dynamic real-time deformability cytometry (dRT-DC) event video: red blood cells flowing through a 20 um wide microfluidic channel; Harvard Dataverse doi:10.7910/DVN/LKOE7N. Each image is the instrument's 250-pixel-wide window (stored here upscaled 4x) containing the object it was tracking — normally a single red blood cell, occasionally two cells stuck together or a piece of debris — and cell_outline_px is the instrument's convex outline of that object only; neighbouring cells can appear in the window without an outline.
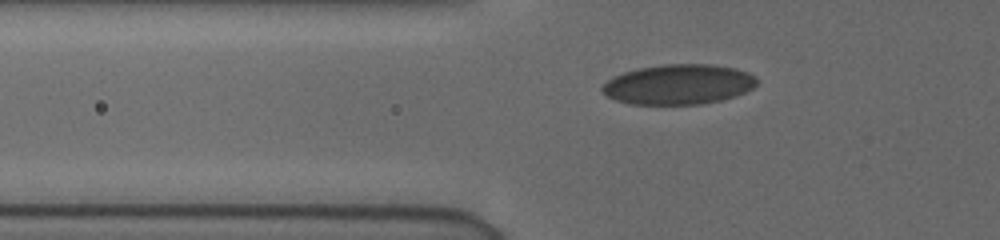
{"species": "human", "species_latin": "Homo sapiens", "temperature_condition": "cold", "stored_images_in_passage": 31, "segment_of_instrument_passage": [1, 2], "camera_frame_rate_fps": 3000, "um_per_image_px": 0.085, "donor": {"sex": "female"}, "frame": {"image": 1, "passage_image": 5, "time_ms": 1.333, "image_size_px": [1000, 240], "cell_outline_px": [[756, 84], [752, 88], [736, 96], [720, 100], [700, 104], [628, 104], [616, 100], [608, 96], [600, 88], [612, 76], [624, 72], [640, 68], [664, 64], [708, 64], [736, 68], [748, 72], [756, 76]], "centroid_in_image_um": [57.68, 7.17], "position_along_channel_um": 68.1, "area_um2": 36.01}}
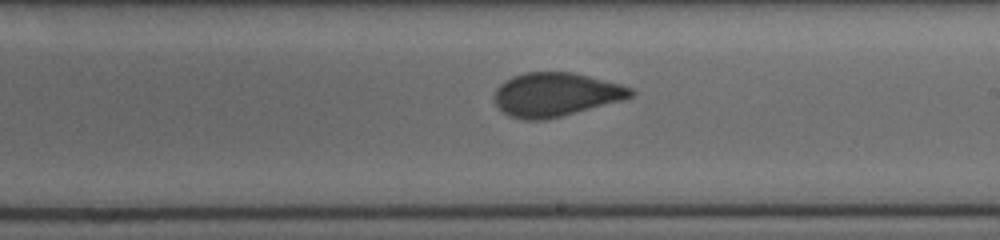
{"frame": {"image": 2, "passage_image": 15, "time_ms": 4.667, "image_size_px": [1000, 240], "cell_outline_px": [[636, 92], [632, 96], [624, 100], [544, 120], [524, 120], [512, 116], [504, 112], [496, 104], [496, 88], [504, 80], [512, 76], [524, 72], [572, 72], [620, 84], [632, 88]], "centroid_in_image_um": [47.25, 8.02], "position_along_channel_um": 241.7, "area_um2": 34.51}}
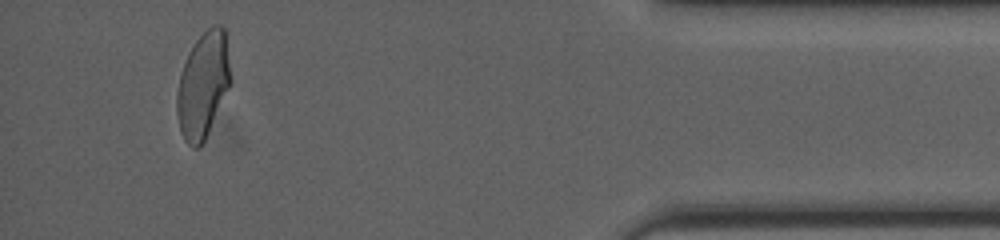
{"frame": {"image": 3, "passage_image": 28, "time_ms": 9.0, "image_size_px": [1000, 240], "cell_outline_px": [[232, 80], [208, 132], [204, 140], [196, 148], [192, 148], [184, 140], [180, 132], [176, 112], [176, 96], [180, 72], [188, 52], [196, 40], [212, 24], [220, 24], [224, 28]], "centroid_in_image_um": [17.24, 7.21], "position_along_channel_um": 418.0, "area_um2": 33.06}}